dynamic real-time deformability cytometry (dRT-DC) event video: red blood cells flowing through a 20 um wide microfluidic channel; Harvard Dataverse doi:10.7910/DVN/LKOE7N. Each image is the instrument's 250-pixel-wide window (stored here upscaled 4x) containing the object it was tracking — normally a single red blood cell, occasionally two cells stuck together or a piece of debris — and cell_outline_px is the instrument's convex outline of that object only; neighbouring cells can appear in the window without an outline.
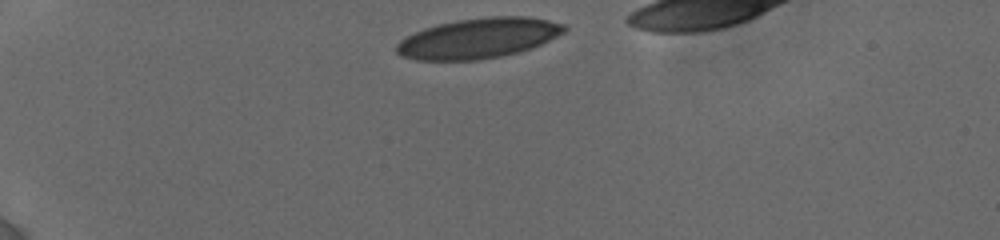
{"species": "human", "species_latin": "Homo sapiens", "temperature_condition": "cold", "stored_images_in_passage": 11, "camera_frame_rate_fps": 3000, "um_per_image_px": 0.085, "donor": {"sex": "female"}, "frame": {"image": 1, "passage_image": 1, "time_ms": 0.0, "image_size_px": [1000, 240], "cell_outline_px": [[568, 28], [564, 32], [532, 48], [500, 56], [480, 60], [416, 60], [400, 56], [396, 52], [396, 44], [400, 40], [424, 28], [456, 20], [492, 16], [528, 16], [548, 20], [564, 24]], "centroid_in_image_um": [40.66, 3.25], "position_along_channel_um": 44.3, "area_um2": 39.13}}
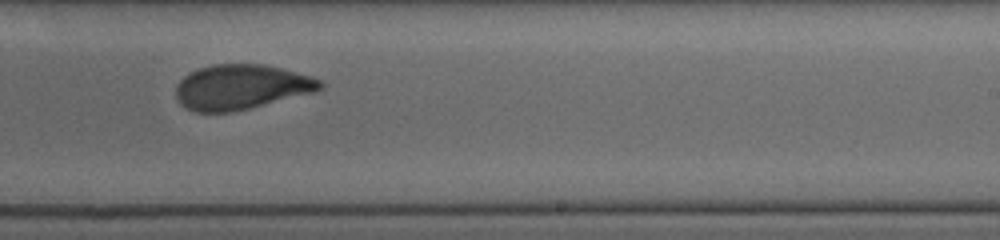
{"frame": {"image": 2, "passage_image": 8, "time_ms": 7.333, "image_size_px": [1000, 240], "cell_outline_px": [[324, 88], [312, 92], [232, 112], [196, 112], [180, 104], [176, 96], [176, 88], [180, 80], [188, 72], [212, 64], [264, 64], [312, 76], [324, 80]], "centroid_in_image_um": [20.5, 7.38], "position_along_channel_um": 268.5, "area_um2": 37.57}}
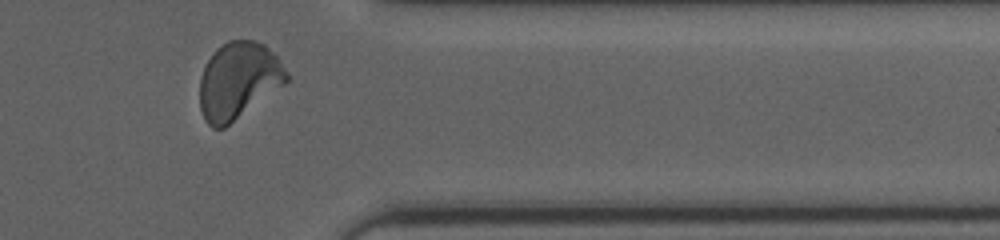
{"frame": {"image": 3, "passage_image": 11, "time_ms": 10.667, "image_size_px": [1000, 240], "cell_outline_px": [[288, 80], [284, 84], [224, 128], [212, 128], [204, 120], [200, 108], [200, 76], [208, 60], [216, 48], [228, 40], [252, 40], [264, 44], [276, 56], [288, 72]], "centroid_in_image_um": [20.24, 6.85], "position_along_channel_um": 391.2, "area_um2": 38.55}, "authors_computed_cell_mechanics": {"area_um2": 39.1306, "velocity_mm_per_s": 3.8166, "shape_relaxation_time_tau1_ms": 7.5908, "shape_relaxation_time_tau2_ms": 1.1455, "deformation_change_tau1": 0.1947, "deformation_change_tau2": 0.0635}}